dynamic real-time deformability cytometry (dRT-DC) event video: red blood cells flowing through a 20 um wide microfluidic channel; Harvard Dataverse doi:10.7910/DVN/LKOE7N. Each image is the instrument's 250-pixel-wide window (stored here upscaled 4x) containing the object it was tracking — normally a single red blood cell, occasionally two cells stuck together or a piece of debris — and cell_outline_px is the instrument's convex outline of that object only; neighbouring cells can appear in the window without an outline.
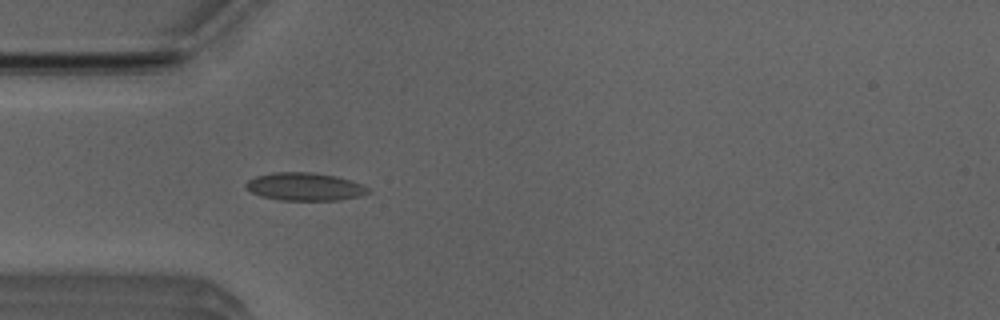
{"species": "Egyptian fruit bat (a non-hibernating species)", "species_latin": "Rousettus aegyptiacus", "temperature_condition": "room temperature", "stored_images_in_passage": 42, "camera_frame_rate_fps": 3000, "um_per_image_px": 0.085, "animal": {"sex": "male"}, "frame": {"image": 1, "passage_image": 6, "time_ms": 1.667, "image_size_px": [1000, 320], "cell_outline_px": [[372, 192], [360, 196], [340, 200], [280, 200], [260, 196], [244, 188], [244, 184], [248, 180], [256, 176], [276, 172], [312, 172], [336, 176], [352, 180], [364, 184]], "centroid_in_image_um": [25.93, 15.87], "position_along_channel_um": 59.1, "area_um2": 20.11}}
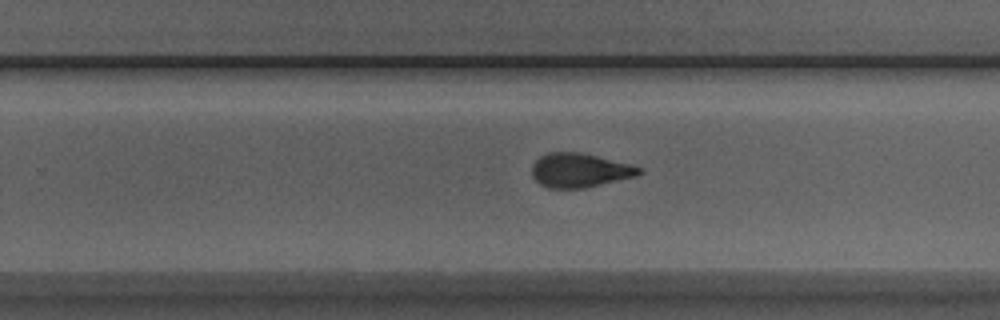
{"frame": {"image": 2, "passage_image": 23, "time_ms": 7.333, "image_size_px": [1000, 320], "cell_outline_px": [[644, 168], [636, 176], [584, 188], [548, 188], [540, 184], [532, 176], [532, 164], [540, 156], [548, 152], [580, 152], [632, 164]], "centroid_in_image_um": [49.26, 14.47], "position_along_channel_um": 280.5, "area_um2": 21.33}}
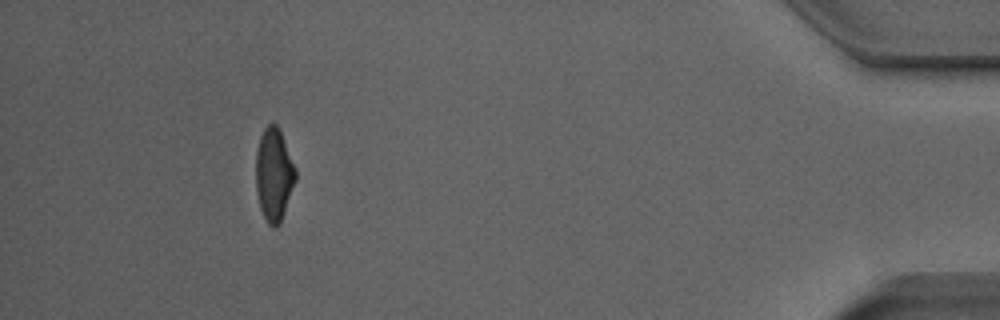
{"frame": {"image": 3, "passage_image": 38, "time_ms": 12.333, "image_size_px": [1000, 320], "cell_outline_px": [[296, 180], [280, 224], [276, 228], [272, 228], [268, 224], [260, 208], [256, 192], [256, 152], [260, 136], [264, 128], [268, 124], [276, 124], [280, 128], [296, 168]], "centroid_in_image_um": [23.29, 14.84], "position_along_channel_um": 411.9, "area_um2": 21.73}}